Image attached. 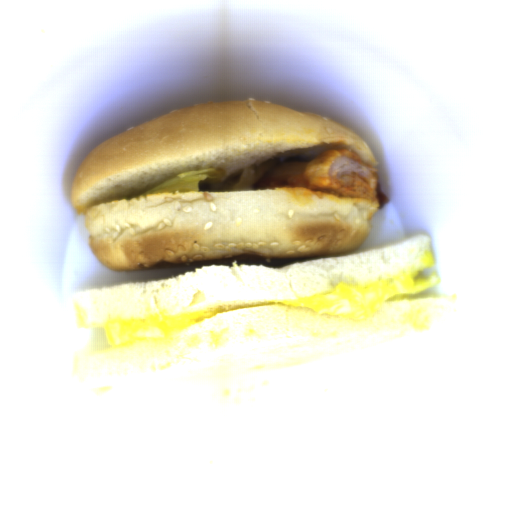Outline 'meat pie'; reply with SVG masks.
<instances>
[{
  "label": "meat pie",
  "mask_w": 512,
  "mask_h": 512,
  "mask_svg": "<svg viewBox=\"0 0 512 512\" xmlns=\"http://www.w3.org/2000/svg\"><path fill=\"white\" fill-rule=\"evenodd\" d=\"M379 174L358 155L325 150L311 161H286L260 178L253 189L304 187L337 195L377 199Z\"/></svg>",
  "instance_id": "b5893723"
}]
</instances>
